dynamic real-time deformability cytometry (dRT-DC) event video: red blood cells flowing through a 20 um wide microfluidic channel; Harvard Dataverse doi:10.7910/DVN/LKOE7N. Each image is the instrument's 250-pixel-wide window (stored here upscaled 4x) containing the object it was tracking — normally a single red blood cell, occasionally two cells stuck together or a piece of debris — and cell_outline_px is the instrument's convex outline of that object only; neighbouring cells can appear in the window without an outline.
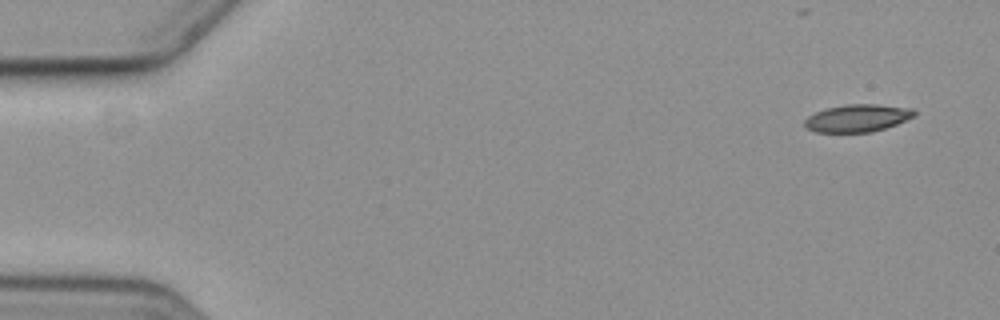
{"species": "common noctule bat (a hibernating species)", "species_latin": "Nyctalus noctula", "temperature_condition": "cold", "stored_images_in_passage": 6, "camera_frame_rate_fps": 3000, "um_per_image_px": 0.085, "animal": {"sex": "female", "body_mass_g": 19.3, "forearm_length_mm": 54.1}, "frame": {"image": 1, "passage_image": 1, "time_ms": 0.0, "image_size_px": [1000, 320], "cell_outline_px": [[916, 116], [896, 124], [872, 132], [816, 132], [808, 128], [804, 124], [804, 120], [808, 116], [816, 112], [828, 108], [848, 104], [876, 104], [912, 108], [916, 112]], "centroid_in_image_um": [72.91, 10.04], "position_along_channel_um": 12.1, "area_um2": 17.46}}
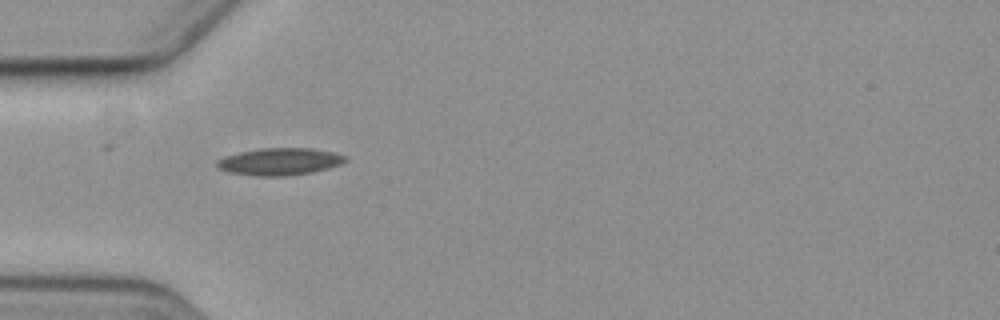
{"frame": {"image": 2, "passage_image": 5, "time_ms": 5.0, "image_size_px": [1000, 320], "cell_outline_px": [[348, 160], [344, 164], [312, 172], [284, 176], [256, 176], [228, 172], [216, 168], [216, 160], [224, 156], [240, 152], [260, 148], [312, 148], [332, 152], [348, 156]], "centroid_in_image_um": [23.78, 13.73], "position_along_channel_um": 61.2, "area_um2": 20.58}}
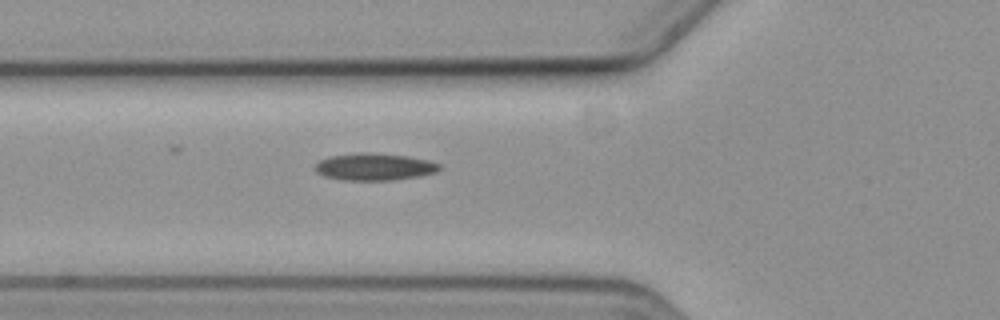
{"frame": {"image": 3, "passage_image": 6, "time_ms": 6.0, "image_size_px": [1000, 320], "cell_outline_px": [[444, 168], [436, 172], [420, 176], [392, 180], [344, 180], [324, 176], [316, 172], [316, 164], [320, 160], [328, 156], [360, 152], [368, 152], [408, 156], [428, 160], [440, 164]], "centroid_in_image_um": [31.85, 14.17], "position_along_channel_um": 93.9, "area_um2": 19.77}}